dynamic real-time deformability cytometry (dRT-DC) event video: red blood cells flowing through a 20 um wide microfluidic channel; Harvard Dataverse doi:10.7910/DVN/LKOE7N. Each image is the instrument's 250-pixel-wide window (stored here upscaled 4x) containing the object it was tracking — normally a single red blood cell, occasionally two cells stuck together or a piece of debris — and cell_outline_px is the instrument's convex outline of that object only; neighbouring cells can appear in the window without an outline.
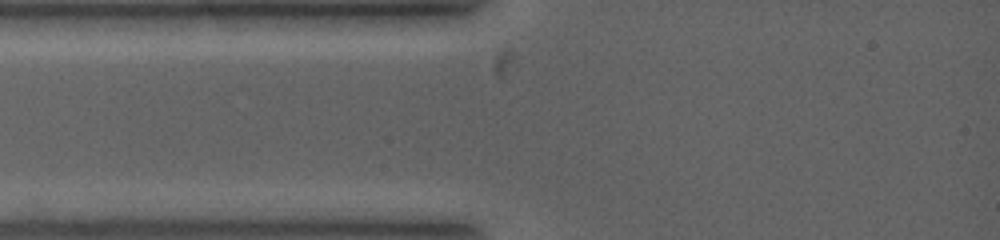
{"species": "common noctule bat (a hibernating species)", "species_latin": "Nyctalus noctula", "temperature_condition": "warm", "stored_images_in_passage": 5, "camera_frame_rate_fps": 5000, "um_per_image_px": 0.085, "animal": {"sex": "female", "body_mass_g": 19.0, "forearm_length_mm": 53.3}, "frame": {"image": 1, "passage_image": 1, "time_ms": 0.0, "image_size_px": [1000, 240], "cell_outline_px": [[548, 12], [516, 72], [512, 76], [504, 80], [496, 80], [492, 72], [492, 48], [496, 44], [540, 16]], "centroid_in_image_um": [43.68, 4.23], "position_along_channel_um": 41.3, "area_um2": 11.5}}